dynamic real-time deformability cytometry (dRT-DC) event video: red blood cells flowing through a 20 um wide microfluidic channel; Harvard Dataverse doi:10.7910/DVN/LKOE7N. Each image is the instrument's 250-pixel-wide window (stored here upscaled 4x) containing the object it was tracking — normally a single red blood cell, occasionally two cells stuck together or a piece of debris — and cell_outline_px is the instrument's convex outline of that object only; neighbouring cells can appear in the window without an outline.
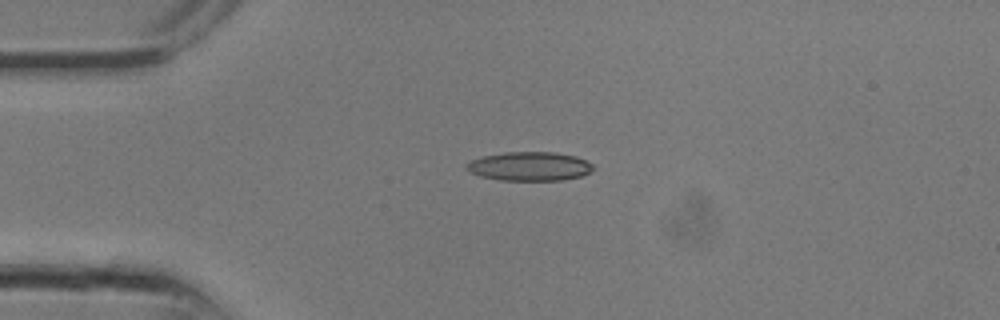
{"species": "common noctule bat (a hibernating species)", "species_latin": "Nyctalus noctula", "temperature_condition": "room temperature", "stored_images_in_passage": 6, "camera_frame_rate_fps": 3000, "um_per_image_px": 0.085, "animal": {"sex": "male", "body_mass_g": 13.3}, "frame": {"image": 1, "passage_image": 1, "time_ms": 0.0, "image_size_px": [1000, 320], "cell_outline_px": [[596, 168], [580, 176], [564, 180], [500, 180], [480, 176], [468, 172], [464, 168], [464, 164], [472, 160], [484, 156], [504, 152], [552, 152], [576, 156], [592, 164]], "centroid_in_image_um": [44.97, 14.14], "position_along_channel_um": 40.0, "area_um2": 21.39}}
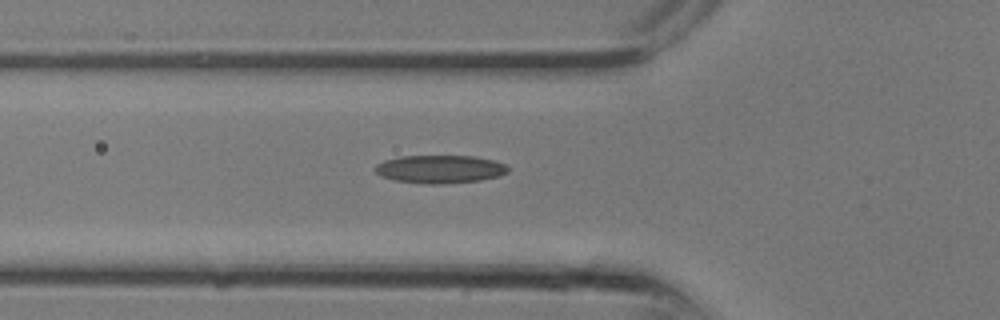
{"frame": {"image": 2, "passage_image": 4, "time_ms": 1.0, "image_size_px": [1000, 320], "cell_outline_px": [[508, 172], [500, 176], [480, 180], [444, 184], [424, 184], [392, 180], [380, 176], [376, 172], [376, 164], [384, 160], [400, 156], [476, 156], [492, 160], [504, 164], [508, 168]], "centroid_in_image_um": [37.37, 14.38], "position_along_channel_um": 88.4, "area_um2": 21.85}}
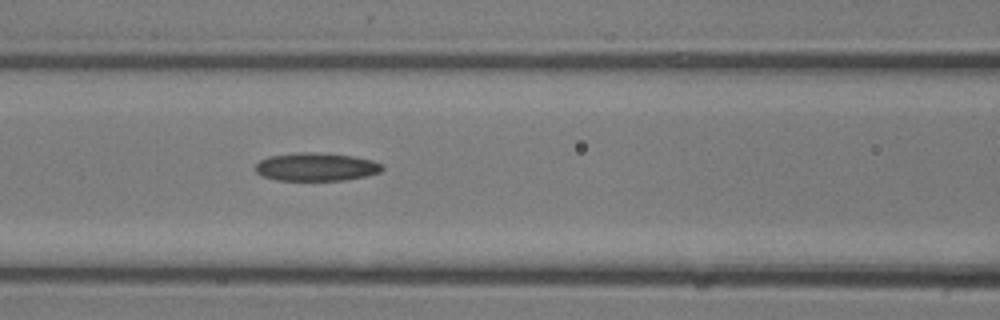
{"frame": {"image": 3, "passage_image": 6, "time_ms": 1.667, "image_size_px": [1000, 320], "cell_outline_px": [[384, 168], [380, 172], [364, 176], [344, 180], [276, 180], [260, 176], [256, 172], [256, 164], [260, 160], [268, 156], [300, 152], [308, 152], [352, 156], [372, 160], [384, 164]], "centroid_in_image_um": [26.85, 14.19], "position_along_channel_um": 139.7, "area_um2": 20.75}}